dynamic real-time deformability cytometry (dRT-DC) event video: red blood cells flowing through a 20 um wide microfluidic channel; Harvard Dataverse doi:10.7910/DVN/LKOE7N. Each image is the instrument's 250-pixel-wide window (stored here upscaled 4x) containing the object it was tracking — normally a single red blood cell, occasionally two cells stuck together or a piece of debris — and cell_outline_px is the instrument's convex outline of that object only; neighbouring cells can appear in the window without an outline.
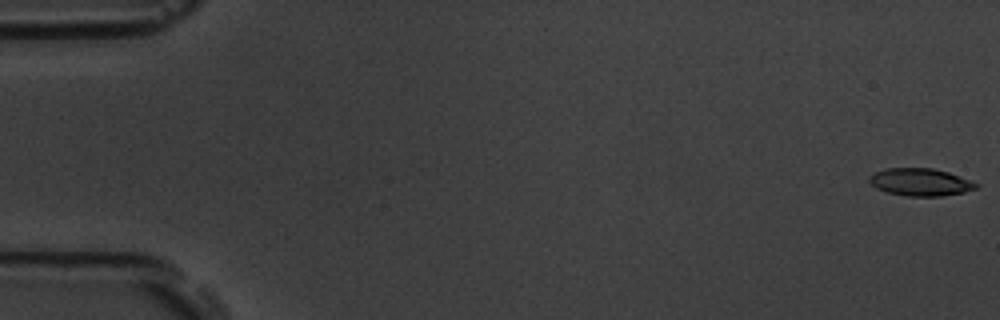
{"species": "common noctule bat (a hibernating species)", "species_latin": "Nyctalus noctula", "temperature_condition": "room temperature", "stored_images_in_passage": 11, "camera_frame_rate_fps": 3000, "um_per_image_px": 0.085, "animal": {"sex": "male", "body_mass_g": 19.5, "forearm_length_mm": 54.6}, "frame": {"image": 1, "passage_image": 1, "time_ms": 0.0, "image_size_px": [1000, 320], "cell_outline_px": [[980, 184], [976, 188], [964, 192], [940, 196], [908, 196], [888, 192], [876, 188], [868, 180], [868, 176], [884, 168], [932, 168], [948, 172], [972, 180]], "centroid_in_image_um": [78.24, 15.47], "position_along_channel_um": 6.8, "area_um2": 17.11}}